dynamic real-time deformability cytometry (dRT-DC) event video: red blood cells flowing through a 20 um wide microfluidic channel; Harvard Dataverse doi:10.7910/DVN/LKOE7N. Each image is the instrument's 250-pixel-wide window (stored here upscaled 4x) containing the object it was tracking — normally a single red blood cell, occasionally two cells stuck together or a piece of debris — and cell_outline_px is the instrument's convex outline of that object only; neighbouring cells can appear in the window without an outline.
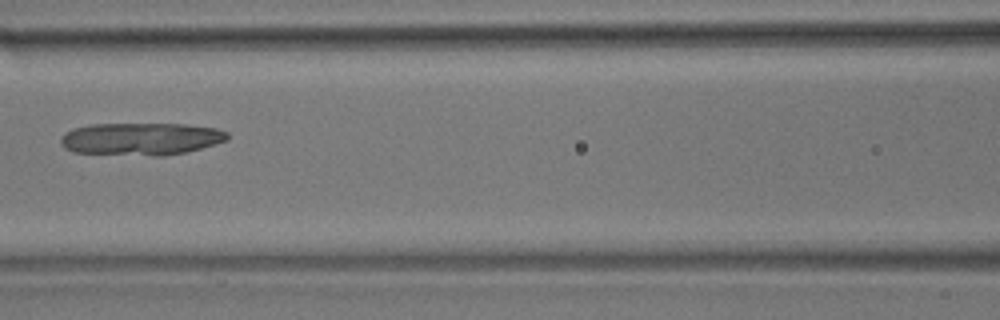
{"species": "common noctule bat (a hibernating species)", "species_latin": "Nyctalus noctula", "temperature_condition": "room temperature", "stored_images_in_passage": 7, "camera_frame_rate_fps": 3000, "um_per_image_px": 0.085, "animal": {"sex": "male", "body_mass_g": 17.9}, "frame": {"image": 1, "passage_image": 6, "time_ms": 1.667, "image_size_px": [1000, 320], "cell_outline_px": [[228, 140], [200, 148], [184, 152], [164, 156], [152, 156], [72, 152], [64, 148], [60, 144], [60, 140], [72, 128], [92, 124], [184, 124], [216, 128], [228, 132]], "centroid_in_image_um": [11.98, 11.81], "position_along_channel_um": 154.6, "area_um2": 31.5}}
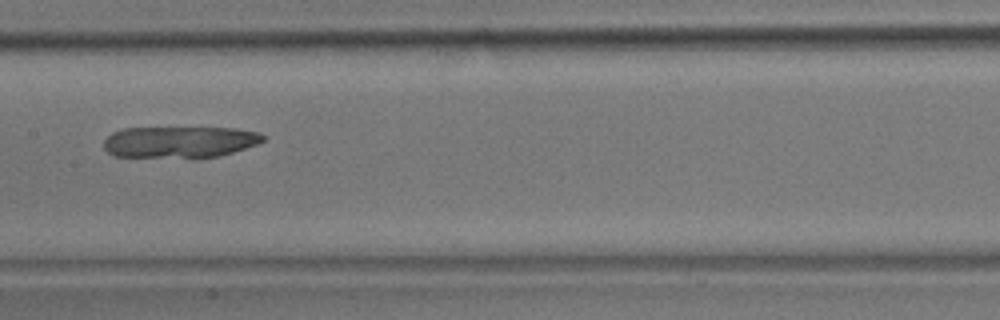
{"frame": {"image": 2, "passage_image": 7, "time_ms": 2.0, "image_size_px": [1000, 320], "cell_outline_px": [[264, 140], [260, 144], [232, 152], [216, 156], [196, 160], [116, 156], [108, 152], [104, 148], [104, 140], [112, 132], [124, 128], [236, 128], [260, 132], [264, 136]], "centroid_in_image_um": [15.29, 12.1], "position_along_channel_um": 192.1, "area_um2": 30.11}}